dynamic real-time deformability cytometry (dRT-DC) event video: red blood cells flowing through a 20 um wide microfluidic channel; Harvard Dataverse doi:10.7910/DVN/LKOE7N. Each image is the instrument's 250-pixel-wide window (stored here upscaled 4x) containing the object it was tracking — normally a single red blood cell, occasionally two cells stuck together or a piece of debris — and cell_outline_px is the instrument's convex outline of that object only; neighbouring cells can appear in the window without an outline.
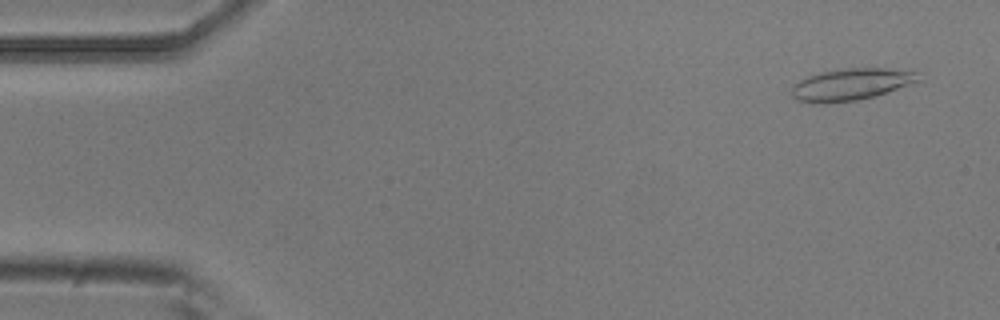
{"species": "common noctule bat (a hibernating species)", "species_latin": "Nyctalus noctula", "temperature_condition": "room temperature", "stored_images_in_passage": 4, "camera_frame_rate_fps": 3000, "um_per_image_px": 0.085, "animal": {"sex": "male", "body_mass_g": 20.5, "forearm_length_mm": 52.5}, "frame": {"image": 1, "passage_image": 1, "time_ms": 0.0, "image_size_px": [1000, 320], "cell_outline_px": [[920, 80], [872, 96], [856, 100], [824, 104], [796, 100], [792, 96], [792, 84], [808, 76], [820, 72], [840, 68], [888, 68], [920, 72]], "centroid_in_image_um": [72.29, 7.16], "position_along_channel_um": 12.7, "area_um2": 23.35}}